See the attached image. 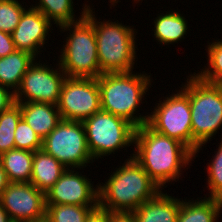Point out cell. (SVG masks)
Segmentation results:
<instances>
[{"instance_id":"1","label":"cell","mask_w":222,"mask_h":222,"mask_svg":"<svg viewBox=\"0 0 222 222\" xmlns=\"http://www.w3.org/2000/svg\"><path fill=\"white\" fill-rule=\"evenodd\" d=\"M134 144L133 158L161 190L167 183L179 181L182 171L196 159L183 143L156 132L147 123L135 129Z\"/></svg>"},{"instance_id":"2","label":"cell","mask_w":222,"mask_h":222,"mask_svg":"<svg viewBox=\"0 0 222 222\" xmlns=\"http://www.w3.org/2000/svg\"><path fill=\"white\" fill-rule=\"evenodd\" d=\"M110 173L105 183L98 185V206L110 212H133L156 196L161 189L133 158Z\"/></svg>"},{"instance_id":"3","label":"cell","mask_w":222,"mask_h":222,"mask_svg":"<svg viewBox=\"0 0 222 222\" xmlns=\"http://www.w3.org/2000/svg\"><path fill=\"white\" fill-rule=\"evenodd\" d=\"M103 73L98 78L101 110L128 120L136 128L148 122L149 114L136 113L151 88V74ZM150 87V88H149ZM136 114V115H135ZM140 114V115H139Z\"/></svg>"},{"instance_id":"4","label":"cell","mask_w":222,"mask_h":222,"mask_svg":"<svg viewBox=\"0 0 222 222\" xmlns=\"http://www.w3.org/2000/svg\"><path fill=\"white\" fill-rule=\"evenodd\" d=\"M57 28L61 33L69 31L58 57V63L66 77L98 78L100 67L93 26V8L90 4L80 20Z\"/></svg>"},{"instance_id":"5","label":"cell","mask_w":222,"mask_h":222,"mask_svg":"<svg viewBox=\"0 0 222 222\" xmlns=\"http://www.w3.org/2000/svg\"><path fill=\"white\" fill-rule=\"evenodd\" d=\"M189 103L194 157L222 127V85L189 74Z\"/></svg>"},{"instance_id":"6","label":"cell","mask_w":222,"mask_h":222,"mask_svg":"<svg viewBox=\"0 0 222 222\" xmlns=\"http://www.w3.org/2000/svg\"><path fill=\"white\" fill-rule=\"evenodd\" d=\"M93 12L100 75L133 71L136 62V34L133 25L117 21H98ZM133 27V28H132ZM136 32V34H135Z\"/></svg>"},{"instance_id":"7","label":"cell","mask_w":222,"mask_h":222,"mask_svg":"<svg viewBox=\"0 0 222 222\" xmlns=\"http://www.w3.org/2000/svg\"><path fill=\"white\" fill-rule=\"evenodd\" d=\"M88 148L95 161L133 146L136 127L128 120L100 110L83 121Z\"/></svg>"},{"instance_id":"8","label":"cell","mask_w":222,"mask_h":222,"mask_svg":"<svg viewBox=\"0 0 222 222\" xmlns=\"http://www.w3.org/2000/svg\"><path fill=\"white\" fill-rule=\"evenodd\" d=\"M184 84L163 101L159 99L149 114L147 124L156 132L180 141L192 151L189 78Z\"/></svg>"},{"instance_id":"9","label":"cell","mask_w":222,"mask_h":222,"mask_svg":"<svg viewBox=\"0 0 222 222\" xmlns=\"http://www.w3.org/2000/svg\"><path fill=\"white\" fill-rule=\"evenodd\" d=\"M42 150L67 169L81 170L94 162L88 148L85 127L80 121L61 120L42 140Z\"/></svg>"},{"instance_id":"10","label":"cell","mask_w":222,"mask_h":222,"mask_svg":"<svg viewBox=\"0 0 222 222\" xmlns=\"http://www.w3.org/2000/svg\"><path fill=\"white\" fill-rule=\"evenodd\" d=\"M62 120L80 121L101 110L97 78L66 77L57 104Z\"/></svg>"},{"instance_id":"11","label":"cell","mask_w":222,"mask_h":222,"mask_svg":"<svg viewBox=\"0 0 222 222\" xmlns=\"http://www.w3.org/2000/svg\"><path fill=\"white\" fill-rule=\"evenodd\" d=\"M39 60L37 63L36 59L22 77L14 93L15 102H43L57 105L66 74L59 63L56 64L55 69L52 64L49 65L48 62L45 64L44 61L40 63L41 59Z\"/></svg>"},{"instance_id":"12","label":"cell","mask_w":222,"mask_h":222,"mask_svg":"<svg viewBox=\"0 0 222 222\" xmlns=\"http://www.w3.org/2000/svg\"><path fill=\"white\" fill-rule=\"evenodd\" d=\"M0 202L12 222H33L46 216L45 193L29 183H10Z\"/></svg>"},{"instance_id":"13","label":"cell","mask_w":222,"mask_h":222,"mask_svg":"<svg viewBox=\"0 0 222 222\" xmlns=\"http://www.w3.org/2000/svg\"><path fill=\"white\" fill-rule=\"evenodd\" d=\"M80 172L75 168L66 169L59 180L46 191V205L98 206V184L94 187L91 179Z\"/></svg>"},{"instance_id":"14","label":"cell","mask_w":222,"mask_h":222,"mask_svg":"<svg viewBox=\"0 0 222 222\" xmlns=\"http://www.w3.org/2000/svg\"><path fill=\"white\" fill-rule=\"evenodd\" d=\"M52 25L39 10L31 6L27 8L11 34L16 50L29 52L38 58L46 40H49L47 37L50 36L48 32L52 31Z\"/></svg>"},{"instance_id":"15","label":"cell","mask_w":222,"mask_h":222,"mask_svg":"<svg viewBox=\"0 0 222 222\" xmlns=\"http://www.w3.org/2000/svg\"><path fill=\"white\" fill-rule=\"evenodd\" d=\"M181 200L162 190L132 213L138 222H177Z\"/></svg>"},{"instance_id":"16","label":"cell","mask_w":222,"mask_h":222,"mask_svg":"<svg viewBox=\"0 0 222 222\" xmlns=\"http://www.w3.org/2000/svg\"><path fill=\"white\" fill-rule=\"evenodd\" d=\"M21 116L43 140L62 120L57 105L43 102L18 103Z\"/></svg>"},{"instance_id":"17","label":"cell","mask_w":222,"mask_h":222,"mask_svg":"<svg viewBox=\"0 0 222 222\" xmlns=\"http://www.w3.org/2000/svg\"><path fill=\"white\" fill-rule=\"evenodd\" d=\"M67 168L42 149L34 152L30 183L46 193Z\"/></svg>"},{"instance_id":"18","label":"cell","mask_w":222,"mask_h":222,"mask_svg":"<svg viewBox=\"0 0 222 222\" xmlns=\"http://www.w3.org/2000/svg\"><path fill=\"white\" fill-rule=\"evenodd\" d=\"M154 29L152 31L156 41L161 45H170L184 40L188 28V21L183 14L178 11H169L167 13H160L152 22ZM188 29V30H187ZM185 35V36H184ZM182 39V40H181Z\"/></svg>"},{"instance_id":"19","label":"cell","mask_w":222,"mask_h":222,"mask_svg":"<svg viewBox=\"0 0 222 222\" xmlns=\"http://www.w3.org/2000/svg\"><path fill=\"white\" fill-rule=\"evenodd\" d=\"M221 210L222 200L207 195L197 200L182 198L177 222H218Z\"/></svg>"},{"instance_id":"20","label":"cell","mask_w":222,"mask_h":222,"mask_svg":"<svg viewBox=\"0 0 222 222\" xmlns=\"http://www.w3.org/2000/svg\"><path fill=\"white\" fill-rule=\"evenodd\" d=\"M37 58L29 52L16 50L0 58V85L13 93L18 89L22 77Z\"/></svg>"},{"instance_id":"21","label":"cell","mask_w":222,"mask_h":222,"mask_svg":"<svg viewBox=\"0 0 222 222\" xmlns=\"http://www.w3.org/2000/svg\"><path fill=\"white\" fill-rule=\"evenodd\" d=\"M34 152L11 149L0 156L10 183H29L32 175Z\"/></svg>"},{"instance_id":"22","label":"cell","mask_w":222,"mask_h":222,"mask_svg":"<svg viewBox=\"0 0 222 222\" xmlns=\"http://www.w3.org/2000/svg\"><path fill=\"white\" fill-rule=\"evenodd\" d=\"M36 4L31 7L39 10L51 23L56 24V27L63 24H69L80 20L86 13L88 3L84 4L83 10L78 19L75 16L73 8V0H38ZM76 19V20H75Z\"/></svg>"},{"instance_id":"23","label":"cell","mask_w":222,"mask_h":222,"mask_svg":"<svg viewBox=\"0 0 222 222\" xmlns=\"http://www.w3.org/2000/svg\"><path fill=\"white\" fill-rule=\"evenodd\" d=\"M21 118V108L17 102L0 113V156L15 149L14 134Z\"/></svg>"},{"instance_id":"24","label":"cell","mask_w":222,"mask_h":222,"mask_svg":"<svg viewBox=\"0 0 222 222\" xmlns=\"http://www.w3.org/2000/svg\"><path fill=\"white\" fill-rule=\"evenodd\" d=\"M207 45V64L200 71L195 73L201 80L222 85V40L215 39ZM206 67V68H205Z\"/></svg>"},{"instance_id":"25","label":"cell","mask_w":222,"mask_h":222,"mask_svg":"<svg viewBox=\"0 0 222 222\" xmlns=\"http://www.w3.org/2000/svg\"><path fill=\"white\" fill-rule=\"evenodd\" d=\"M98 206L46 205V216L51 222H85Z\"/></svg>"},{"instance_id":"26","label":"cell","mask_w":222,"mask_h":222,"mask_svg":"<svg viewBox=\"0 0 222 222\" xmlns=\"http://www.w3.org/2000/svg\"><path fill=\"white\" fill-rule=\"evenodd\" d=\"M222 136V135H221ZM222 139V138H221ZM217 145L218 149L214 151L213 159L207 163V189L208 196L214 199L222 200V140Z\"/></svg>"},{"instance_id":"27","label":"cell","mask_w":222,"mask_h":222,"mask_svg":"<svg viewBox=\"0 0 222 222\" xmlns=\"http://www.w3.org/2000/svg\"><path fill=\"white\" fill-rule=\"evenodd\" d=\"M18 0H0V30L12 34L17 27L25 6Z\"/></svg>"},{"instance_id":"28","label":"cell","mask_w":222,"mask_h":222,"mask_svg":"<svg viewBox=\"0 0 222 222\" xmlns=\"http://www.w3.org/2000/svg\"><path fill=\"white\" fill-rule=\"evenodd\" d=\"M15 149L35 152L42 149V139L35 131L21 118L15 129Z\"/></svg>"},{"instance_id":"29","label":"cell","mask_w":222,"mask_h":222,"mask_svg":"<svg viewBox=\"0 0 222 222\" xmlns=\"http://www.w3.org/2000/svg\"><path fill=\"white\" fill-rule=\"evenodd\" d=\"M16 51L12 35L0 30V58Z\"/></svg>"},{"instance_id":"30","label":"cell","mask_w":222,"mask_h":222,"mask_svg":"<svg viewBox=\"0 0 222 222\" xmlns=\"http://www.w3.org/2000/svg\"><path fill=\"white\" fill-rule=\"evenodd\" d=\"M15 103L14 93L0 85V113Z\"/></svg>"},{"instance_id":"31","label":"cell","mask_w":222,"mask_h":222,"mask_svg":"<svg viewBox=\"0 0 222 222\" xmlns=\"http://www.w3.org/2000/svg\"><path fill=\"white\" fill-rule=\"evenodd\" d=\"M85 222H110V211L98 206L89 214Z\"/></svg>"},{"instance_id":"32","label":"cell","mask_w":222,"mask_h":222,"mask_svg":"<svg viewBox=\"0 0 222 222\" xmlns=\"http://www.w3.org/2000/svg\"><path fill=\"white\" fill-rule=\"evenodd\" d=\"M110 222H138L132 212H110Z\"/></svg>"},{"instance_id":"33","label":"cell","mask_w":222,"mask_h":222,"mask_svg":"<svg viewBox=\"0 0 222 222\" xmlns=\"http://www.w3.org/2000/svg\"><path fill=\"white\" fill-rule=\"evenodd\" d=\"M9 184H10V181L7 177V173L3 169V165L0 161V196L2 195V193L5 191V189L7 188Z\"/></svg>"},{"instance_id":"34","label":"cell","mask_w":222,"mask_h":222,"mask_svg":"<svg viewBox=\"0 0 222 222\" xmlns=\"http://www.w3.org/2000/svg\"><path fill=\"white\" fill-rule=\"evenodd\" d=\"M0 222H12L10 220L9 215L7 214L5 209L3 208L1 202H0Z\"/></svg>"},{"instance_id":"35","label":"cell","mask_w":222,"mask_h":222,"mask_svg":"<svg viewBox=\"0 0 222 222\" xmlns=\"http://www.w3.org/2000/svg\"><path fill=\"white\" fill-rule=\"evenodd\" d=\"M110 1V5H112V6H110V8H112L113 6H116V3L118 4V2H121L120 0H109ZM134 1V3L136 2H138L139 3V1L140 0H133ZM143 0H141V2H142ZM115 4V5H114Z\"/></svg>"},{"instance_id":"36","label":"cell","mask_w":222,"mask_h":222,"mask_svg":"<svg viewBox=\"0 0 222 222\" xmlns=\"http://www.w3.org/2000/svg\"><path fill=\"white\" fill-rule=\"evenodd\" d=\"M33 222H51V221L49 220V218L47 216H45V217L38 219L37 221H33Z\"/></svg>"}]
</instances>
